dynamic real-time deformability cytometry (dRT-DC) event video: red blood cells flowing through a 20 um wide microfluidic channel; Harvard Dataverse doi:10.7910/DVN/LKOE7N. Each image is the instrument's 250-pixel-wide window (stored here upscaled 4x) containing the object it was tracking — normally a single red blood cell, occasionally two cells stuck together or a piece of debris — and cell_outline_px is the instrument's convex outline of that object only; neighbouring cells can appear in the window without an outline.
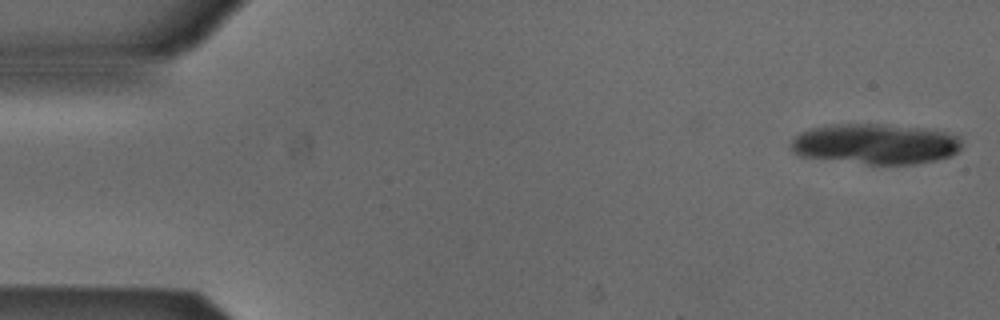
{"species": "Egyptian fruit bat (a non-hibernating species)", "species_latin": "Rousettus aegyptiacus", "temperature_condition": "cold", "stored_images_in_passage": 17, "camera_frame_rate_fps": 3000, "um_per_image_px": 0.085, "animal": {"sex": "male"}, "frame": {"image": 1, "passage_image": 1, "time_ms": 0.0, "image_size_px": [1000, 320], "cell_outline_px": [[960, 148], [952, 156], [936, 160], [916, 164], [868, 164], [800, 156], [792, 152], [792, 140], [800, 132], [812, 128], [836, 124], [872, 124], [916, 128], [944, 132], [960, 136]], "centroid_in_image_um": [74.4, 12.25], "position_along_channel_um": 10.6, "area_um2": 39.77}}